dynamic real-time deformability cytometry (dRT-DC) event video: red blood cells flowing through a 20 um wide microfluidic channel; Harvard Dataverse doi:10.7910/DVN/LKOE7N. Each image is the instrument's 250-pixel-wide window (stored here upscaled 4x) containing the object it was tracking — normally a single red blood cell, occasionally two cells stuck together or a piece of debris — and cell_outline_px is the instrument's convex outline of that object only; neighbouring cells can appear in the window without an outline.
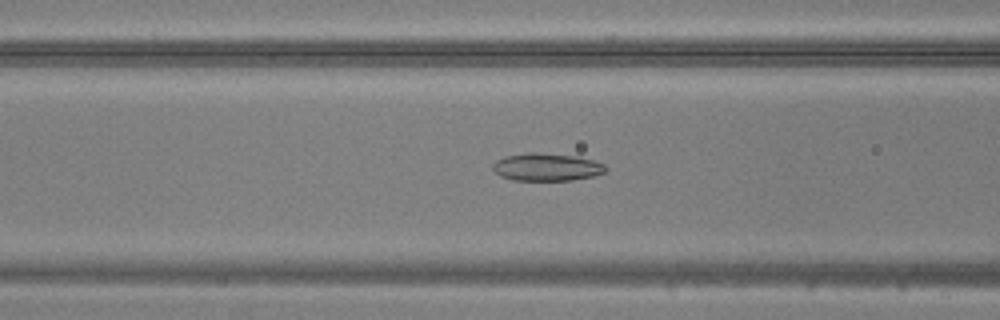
{"species": "common noctule bat (a hibernating species)", "species_latin": "Nyctalus noctula", "temperature_condition": "warm", "stored_images_in_passage": 25, "camera_frame_rate_fps": 3000, "um_per_image_px": 0.085, "animal": {"sex": "male", "body_mass_g": 20.5, "forearm_length_mm": 52.5}, "frame": {"image": 1, "passage_image": 4, "time_ms": 1.0, "image_size_px": [1000, 320], "cell_outline_px": [[608, 168], [604, 172], [592, 176], [572, 180], [512, 180], [500, 176], [492, 168], [492, 164], [496, 160], [504, 156], [528, 152], [536, 152], [576, 156], [592, 160], [604, 164]], "centroid_in_image_um": [46.43, 14.19], "position_along_channel_um": 120.2, "area_um2": 18.21}}
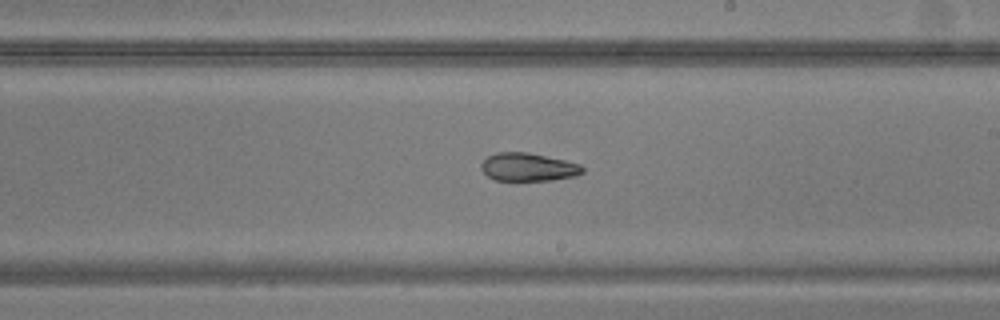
{"frame": {"image": 2, "passage_image": 13, "time_ms": 4.0, "image_size_px": [1000, 320], "cell_outline_px": [[584, 172], [576, 176], [552, 180], [496, 180], [488, 176], [480, 168], [480, 164], [488, 156], [496, 152], [528, 152], [564, 160], [580, 164], [584, 168]], "centroid_in_image_um": [44.9, 14.2], "position_along_channel_um": 244.1, "area_um2": 16.59}}
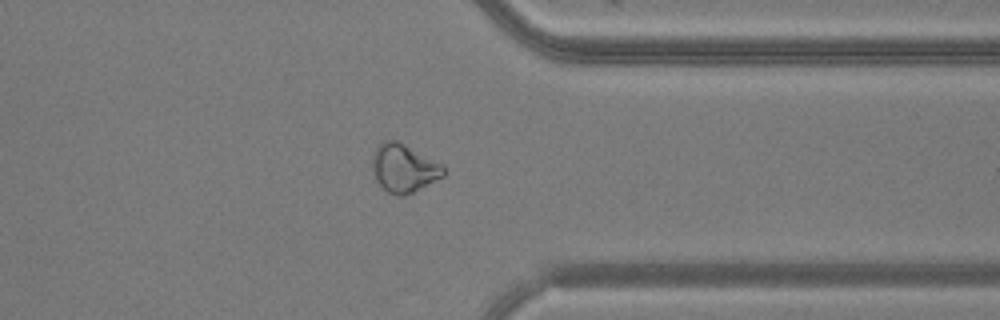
{"frame": {"image": 3, "passage_image": 23, "time_ms": 7.333, "image_size_px": [1000, 320], "cell_outline_px": [[444, 176], [404, 196], [400, 196], [388, 192], [376, 180], [372, 172], [372, 152], [384, 140], [396, 140], [444, 164]], "centroid_in_image_um": [34.31, 14.28], "position_along_channel_um": 377.1, "area_um2": 19.94}}